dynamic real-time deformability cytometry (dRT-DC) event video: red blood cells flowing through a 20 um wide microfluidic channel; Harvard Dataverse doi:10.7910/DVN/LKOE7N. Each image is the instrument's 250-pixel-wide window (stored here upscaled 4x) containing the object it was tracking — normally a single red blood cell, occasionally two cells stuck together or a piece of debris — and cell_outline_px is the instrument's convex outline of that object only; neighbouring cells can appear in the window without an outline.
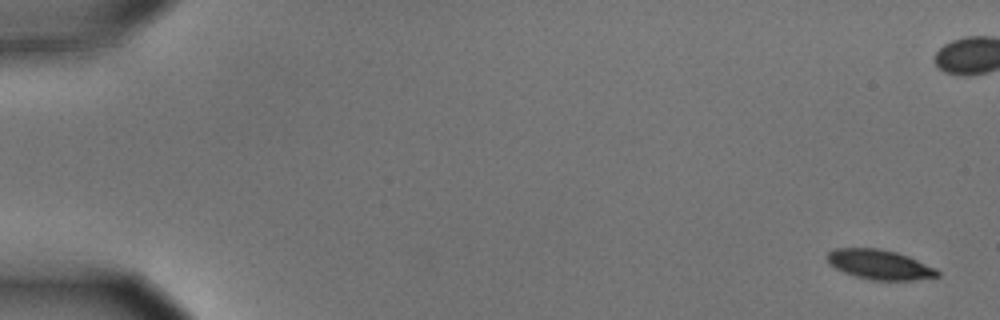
{"species": "common noctule bat (a hibernating species)", "species_latin": "Nyctalus noctula", "temperature_condition": "cold", "stored_images_in_passage": 10, "camera_frame_rate_fps": 3000, "um_per_image_px": 0.085, "animal": {"sex": "male", "body_mass_g": 15.6}, "frame": {"image": 1, "passage_image": 1, "time_ms": 0.0, "image_size_px": [1000, 320], "cell_outline_px": [[940, 276], [912, 280], [872, 280], [856, 276], [844, 272], [828, 264], [824, 256], [828, 252], [836, 248], [876, 248], [896, 252], [908, 256], [936, 268], [940, 272]], "centroid_in_image_um": [74.74, 22.48], "position_along_channel_um": 10.3, "area_um2": 19.13}}